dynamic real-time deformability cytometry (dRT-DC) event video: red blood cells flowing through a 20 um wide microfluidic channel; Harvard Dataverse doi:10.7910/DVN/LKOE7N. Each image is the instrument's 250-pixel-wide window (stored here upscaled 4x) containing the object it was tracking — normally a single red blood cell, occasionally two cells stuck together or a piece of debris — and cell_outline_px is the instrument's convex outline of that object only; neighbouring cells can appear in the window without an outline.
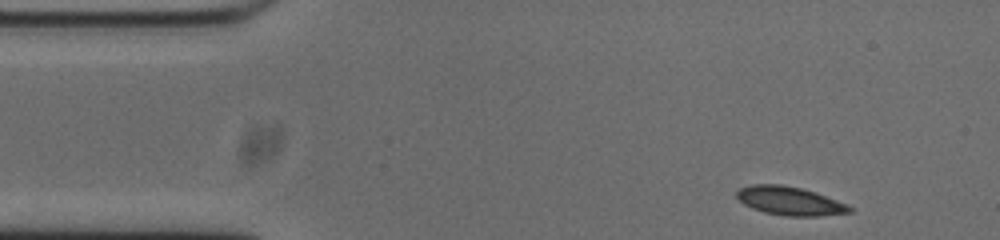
{"species": "common noctule bat (a hibernating species)", "species_latin": "Nyctalus noctula", "temperature_condition": "cold", "stored_images_in_passage": 49, "camera_frame_rate_fps": 3000, "um_per_image_px": 0.085, "animal": {"sex": "male", "body_mass_g": 20.0, "forearm_length_mm": 53.3}, "frame": {"image": 1, "passage_image": 1, "time_ms": 0.0, "image_size_px": [1000, 240], "cell_outline_px": [[852, 212], [820, 216], [788, 216], [764, 212], [752, 208], [744, 204], [736, 196], [736, 192], [740, 188], [752, 184], [780, 184], [800, 188], [816, 192], [848, 204], [852, 208]], "centroid_in_image_um": [67.15, 17.08], "position_along_channel_um": 17.9, "area_um2": 18.79}}
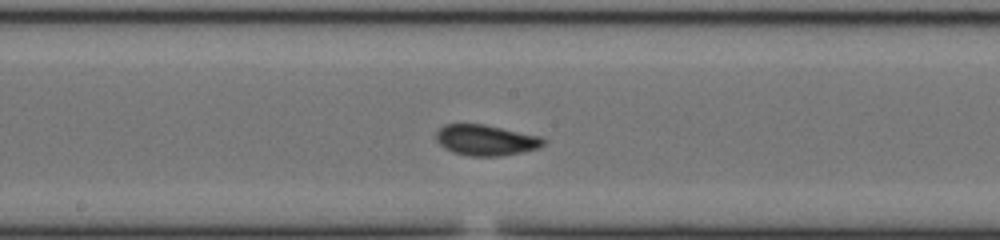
{"frame": {"image": 2, "passage_image": 22, "time_ms": 7.0, "image_size_px": [1000, 240], "cell_outline_px": [[544, 144], [540, 148], [500, 156], [472, 156], [452, 152], [444, 148], [436, 140], [436, 132], [444, 124], [484, 124], [540, 136], [544, 140]], "centroid_in_image_um": [41.28, 11.91], "position_along_channel_um": 206.9, "area_um2": 19.13}}
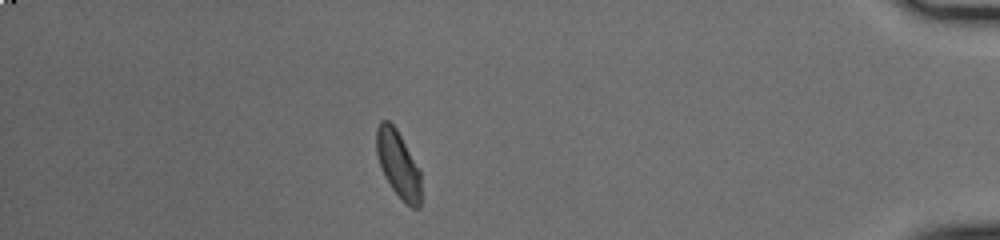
{"frame": {"image": 3, "passage_image": 42, "time_ms": 13.667, "image_size_px": [1000, 240], "cell_outline_px": [[420, 208], [412, 208], [392, 188], [384, 176], [376, 152], [376, 128], [380, 120], [388, 120], [396, 128], [420, 172]], "centroid_in_image_um": [33.82, 13.92], "position_along_channel_um": 401.4, "area_um2": 16.94}, "authors_computed_cell_mechanics": {"area_um2": 18.4382, "velocity_mm_per_s": 3.7415, "shape_relaxation_time_tau1_ms": 3.1596, "shape_relaxation_time_tau2_ms": 1.1474, "deformation_change_tau1": 0.1136, "deformation_change_tau2": 0.0573}}